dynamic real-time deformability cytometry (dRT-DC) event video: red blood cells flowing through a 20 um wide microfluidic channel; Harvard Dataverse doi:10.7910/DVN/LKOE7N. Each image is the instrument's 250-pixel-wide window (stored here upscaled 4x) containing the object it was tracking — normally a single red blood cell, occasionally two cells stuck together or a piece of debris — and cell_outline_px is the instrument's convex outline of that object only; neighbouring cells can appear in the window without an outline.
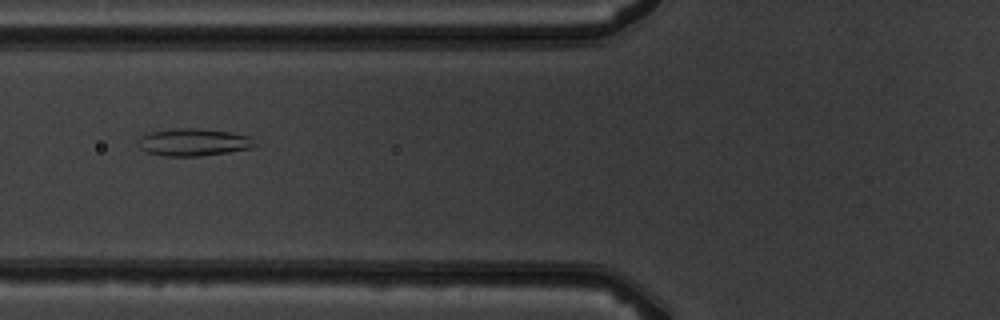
{"species": "common noctule bat (a hibernating species)", "species_latin": "Nyctalus noctula", "temperature_condition": "warm", "stored_images_in_passage": 10, "camera_frame_rate_fps": 3000, "um_per_image_px": 0.085, "animal": {"sex": "male", "body_mass_g": 19.5, "forearm_length_mm": 54.6}, "frame": {"image": 1, "passage_image": 6, "time_ms": 5.667, "image_size_px": [1000, 320], "cell_outline_px": [[256, 144], [252, 148], [228, 152], [200, 156], [164, 156], [148, 152], [140, 148], [136, 140], [140, 136], [152, 132], [172, 128], [196, 128], [232, 132], [248, 136]], "centroid_in_image_um": [16.41, 12.08], "position_along_channel_um": 109.4, "area_um2": 18.61}}
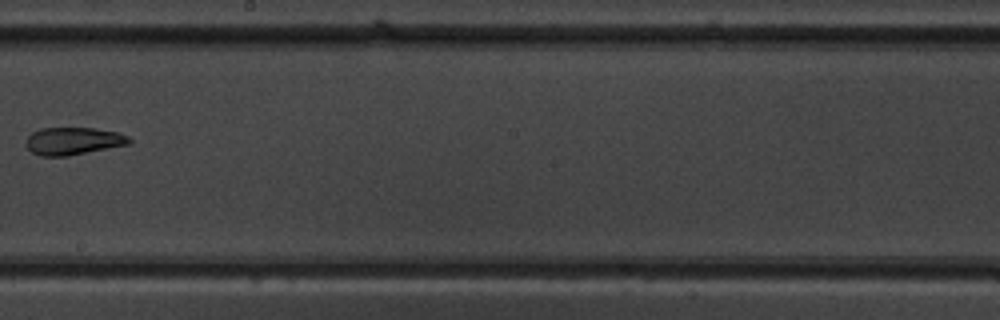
{"frame": {"image": 2, "passage_image": 9, "time_ms": 9.0, "image_size_px": [1000, 320], "cell_outline_px": [[132, 140], [128, 144], [68, 156], [40, 156], [32, 152], [28, 148], [28, 136], [32, 132], [40, 128], [92, 128], [116, 132], [128, 136]], "centroid_in_image_um": [6.22, 11.99], "position_along_channel_um": 242.0, "area_um2": 16.3}}
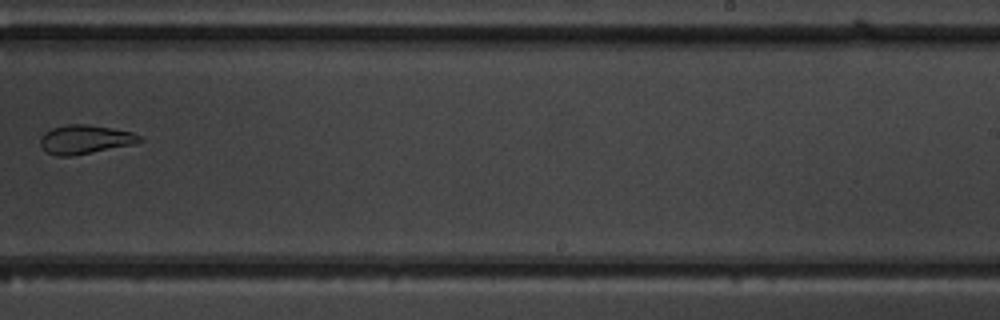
{"frame": {"image": 3, "passage_image": 10, "time_ms": 10.0, "image_size_px": [1000, 320], "cell_outline_px": [[144, 140], [132, 144], [72, 156], [56, 156], [48, 152], [40, 144], [40, 140], [44, 132], [52, 128], [68, 124], [88, 124], [112, 128], [132, 132], [140, 136]], "centroid_in_image_um": [7.22, 11.84], "position_along_channel_um": 281.8, "area_um2": 16.53}}